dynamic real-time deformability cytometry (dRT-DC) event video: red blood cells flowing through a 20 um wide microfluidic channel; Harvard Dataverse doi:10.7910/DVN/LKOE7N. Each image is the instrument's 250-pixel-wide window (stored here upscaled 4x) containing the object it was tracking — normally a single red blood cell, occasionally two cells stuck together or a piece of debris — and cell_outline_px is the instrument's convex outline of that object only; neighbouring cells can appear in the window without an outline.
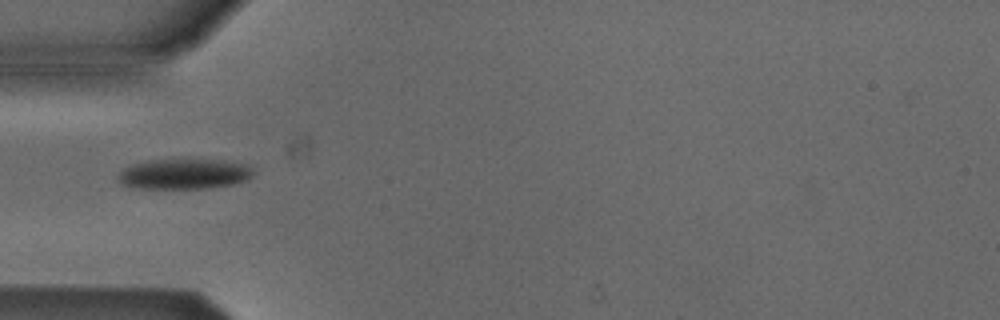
{"species": "Egyptian fruit bat (a non-hibernating species)", "species_latin": "Rousettus aegyptiacus", "temperature_condition": "cold", "stored_images_in_passage": 5, "camera_frame_rate_fps": 3000, "um_per_image_px": 0.085, "animal": {"sex": "male"}, "frame": {"image": 1, "passage_image": 3, "time_ms": 3.333, "image_size_px": [1000, 320], "cell_outline_px": [[252, 176], [248, 180], [232, 184], [208, 188], [132, 188], [120, 184], [116, 176], [124, 168], [132, 164], [148, 160], [184, 156], [224, 160], [244, 164], [252, 168]], "centroid_in_image_um": [15.61, 14.73], "position_along_channel_um": 69.4, "area_um2": 24.97}}
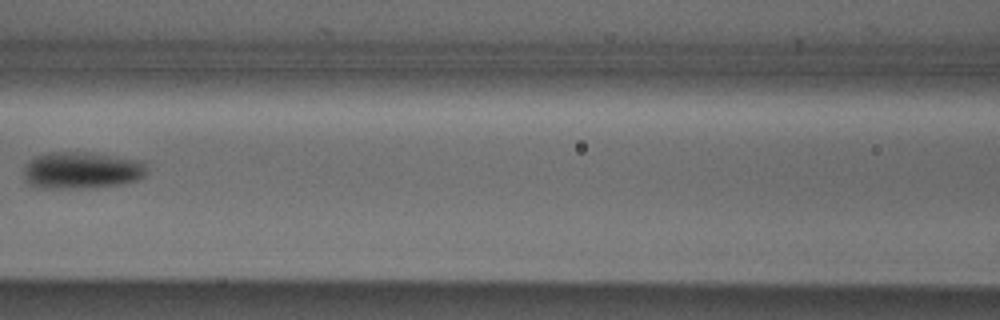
{"frame": {"image": 2, "passage_image": 5, "time_ms": 5.667, "image_size_px": [1000, 320], "cell_outline_px": [[148, 172], [144, 176], [136, 180], [124, 184], [96, 188], [36, 188], [28, 184], [24, 176], [24, 168], [36, 156], [48, 152], [92, 152], [144, 160], [148, 168]], "centroid_in_image_um": [7.01, 14.48], "position_along_channel_um": 159.6, "area_um2": 27.11}}